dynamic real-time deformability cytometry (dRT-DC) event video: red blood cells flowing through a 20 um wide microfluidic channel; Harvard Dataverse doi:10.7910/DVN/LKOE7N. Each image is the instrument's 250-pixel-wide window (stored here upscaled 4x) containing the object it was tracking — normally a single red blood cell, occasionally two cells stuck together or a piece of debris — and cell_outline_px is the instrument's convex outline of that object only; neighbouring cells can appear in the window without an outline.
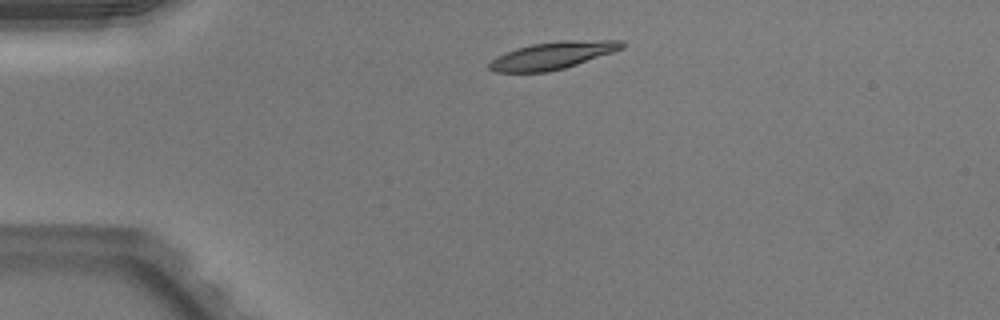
{"species": "Egyptian fruit bat (a non-hibernating species)", "species_latin": "Rousettus aegyptiacus", "temperature_condition": "warm", "stored_images_in_passage": 40, "camera_frame_rate_fps": 3000, "um_per_image_px": 0.085, "animal": {"sex": "male"}, "frame": {"image": 1, "passage_image": 1, "time_ms": 0.0, "image_size_px": [1000, 320], "cell_outline_px": [[624, 48], [564, 68], [548, 72], [492, 72], [488, 68], [488, 64], [496, 56], [516, 48], [532, 44], [560, 40], [624, 40]], "centroid_in_image_um": [46.94, 4.71], "position_along_channel_um": 38.1, "area_um2": 21.1}}
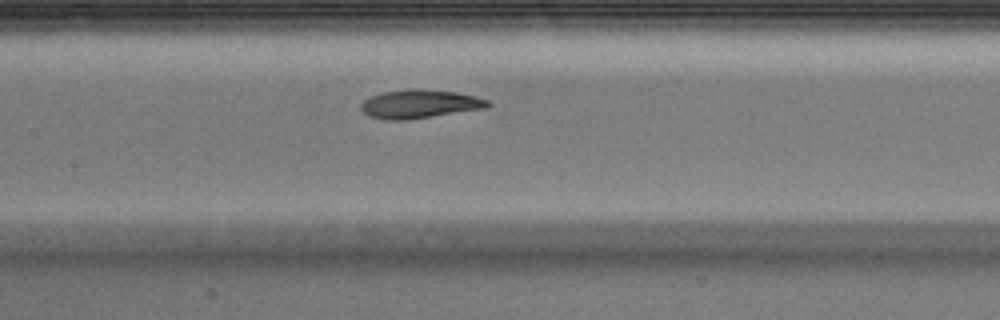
{"frame": {"image": 2, "passage_image": 14, "time_ms": 4.333, "image_size_px": [1000, 320], "cell_outline_px": [[492, 104], [488, 108], [408, 120], [384, 120], [368, 116], [360, 108], [360, 104], [364, 100], [372, 96], [384, 92], [412, 88], [420, 88], [456, 92], [476, 96], [488, 100]], "centroid_in_image_um": [35.7, 8.84], "position_along_channel_um": 171.7, "area_um2": 21.39}}
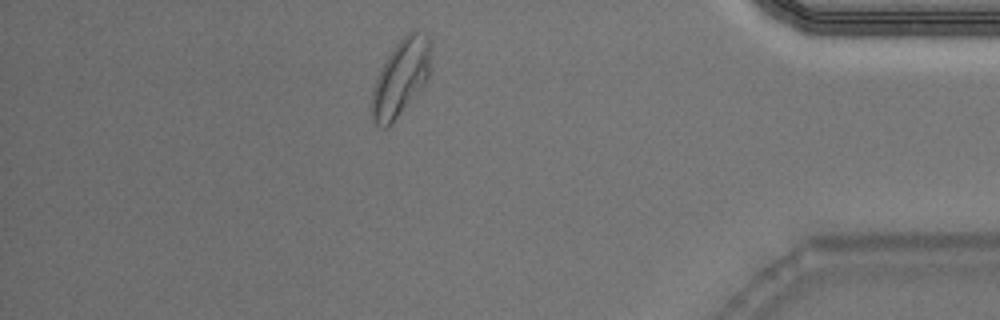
{"frame": {"image": 3, "passage_image": 34, "time_ms": 11.0, "image_size_px": [1000, 320], "cell_outline_px": [[432, 48], [428, 76], [424, 84], [392, 124], [388, 128], [380, 128], [376, 124], [372, 116], [372, 88], [376, 76], [380, 68], [396, 44], [408, 32], [416, 28], [428, 32], [432, 40]], "centroid_in_image_um": [34.1, 6.53], "position_along_channel_um": 401.1, "area_um2": 26.7}, "authors_computed_cell_mechanics": {"area_um2": 21.3282, "velocity_mm_per_s": 3.9624, "shape_relaxation_time_tau1_ms": 3.782, "shape_relaxation_time_tau2_ms": 1.9765, "deformation_change_tau1": 0.1807, "deformation_change_tau2": 0.0666}}